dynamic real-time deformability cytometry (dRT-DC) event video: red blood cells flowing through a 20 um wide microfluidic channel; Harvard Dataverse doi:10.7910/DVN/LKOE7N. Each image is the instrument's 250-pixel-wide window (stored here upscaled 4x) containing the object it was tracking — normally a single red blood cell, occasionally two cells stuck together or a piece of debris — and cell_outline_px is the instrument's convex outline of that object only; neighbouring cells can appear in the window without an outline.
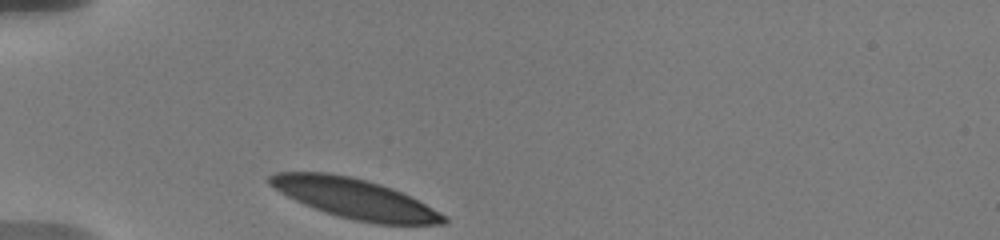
{"species": "human", "species_latin": "Homo sapiens", "temperature_condition": "warm", "stored_images_in_passage": 25, "camera_frame_rate_fps": 3000, "um_per_image_px": 0.085, "donor": {"sex": "male"}, "frame": {"image": 1, "passage_image": 1, "time_ms": 0.0, "image_size_px": [1000, 240], "cell_outline_px": [[448, 224], [376, 224], [352, 220], [324, 212], [304, 204], [280, 192], [268, 184], [268, 176], [276, 172], [328, 172], [352, 176], [368, 180], [392, 188], [432, 208], [444, 216], [448, 220]], "centroid_in_image_um": [30.11, 16.87], "position_along_channel_um": 54.9, "area_um2": 40.17}}
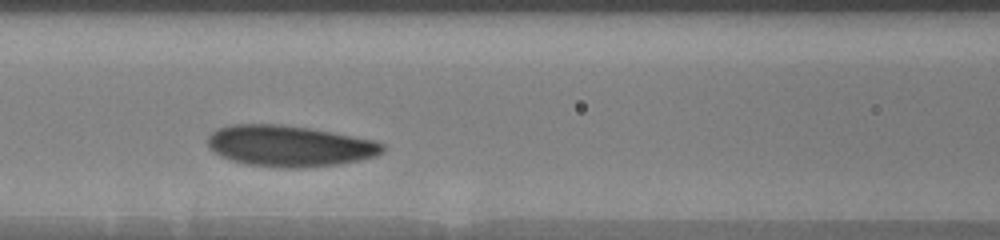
{"frame": {"image": 2, "passage_image": 17, "time_ms": 3.0, "image_size_px": [1000, 240], "cell_outline_px": [[384, 148], [376, 156], [360, 160], [340, 164], [308, 168], [280, 168], [244, 164], [232, 160], [208, 148], [208, 136], [216, 128], [232, 124], [280, 124], [308, 128], [332, 132], [372, 140], [384, 144]], "centroid_in_image_um": [24.58, 12.41], "position_along_channel_um": 142.0, "area_um2": 41.91}}
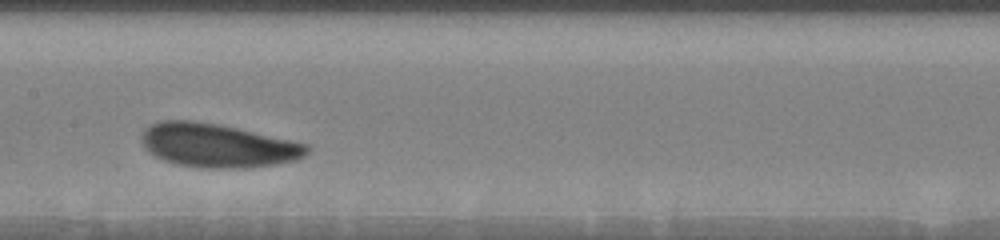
{"frame": {"image": 3, "passage_image": 24, "time_ms": 4.333, "image_size_px": [1000, 240], "cell_outline_px": [[312, 148], [304, 156], [296, 160], [276, 164], [244, 168], [200, 168], [176, 164], [164, 160], [148, 152], [144, 148], [140, 140], [140, 136], [144, 128], [160, 120], [192, 120], [220, 124], [308, 144]], "centroid_in_image_um": [18.47, 12.36], "position_along_channel_um": 188.9, "area_um2": 42.48}}